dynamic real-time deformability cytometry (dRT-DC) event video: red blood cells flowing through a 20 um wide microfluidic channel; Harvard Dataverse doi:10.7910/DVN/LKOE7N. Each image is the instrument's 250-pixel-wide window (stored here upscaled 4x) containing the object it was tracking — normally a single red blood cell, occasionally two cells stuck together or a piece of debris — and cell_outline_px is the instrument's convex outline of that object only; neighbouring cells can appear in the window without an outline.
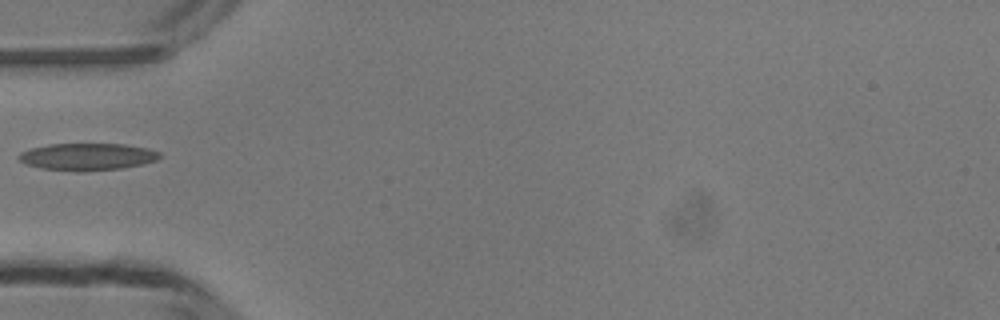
{"species": "common noctule bat (a hibernating species)", "species_latin": "Nyctalus noctula", "temperature_condition": "room temperature", "stored_images_in_passage": 28, "camera_frame_rate_fps": 3000, "um_per_image_px": 0.085, "animal": {"sex": "male", "body_mass_g": 13.3}, "frame": {"image": 1, "passage_image": 1, "time_ms": 0.0, "image_size_px": [1000, 320], "cell_outline_px": [[160, 156], [156, 160], [140, 164], [120, 168], [80, 172], [40, 168], [28, 164], [20, 160], [16, 156], [20, 152], [32, 148], [48, 144], [124, 144], [148, 148], [160, 152]], "centroid_in_image_um": [7.4, 13.32], "position_along_channel_um": 77.6, "area_um2": 22.14}}
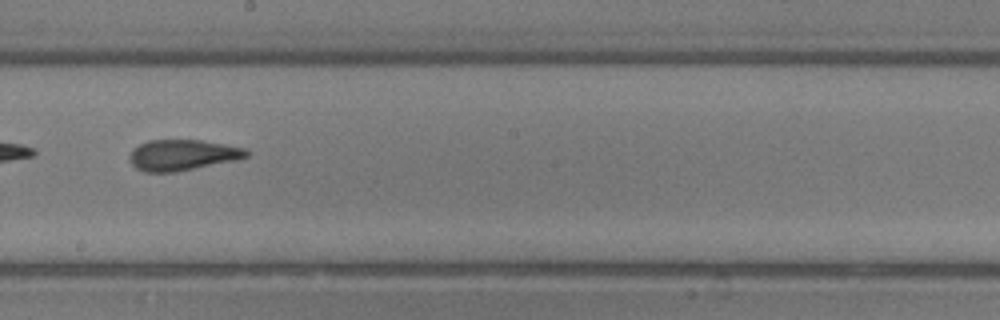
{"frame": {"image": 2, "passage_image": 12, "time_ms": 3.667, "image_size_px": [1000, 320], "cell_outline_px": [[252, 152], [248, 156], [236, 160], [176, 172], [144, 172], [136, 168], [128, 160], [128, 156], [132, 148], [148, 140], [200, 140], [248, 148]], "centroid_in_image_um": [15.51, 13.17], "position_along_channel_um": 232.7, "area_um2": 21.27}}
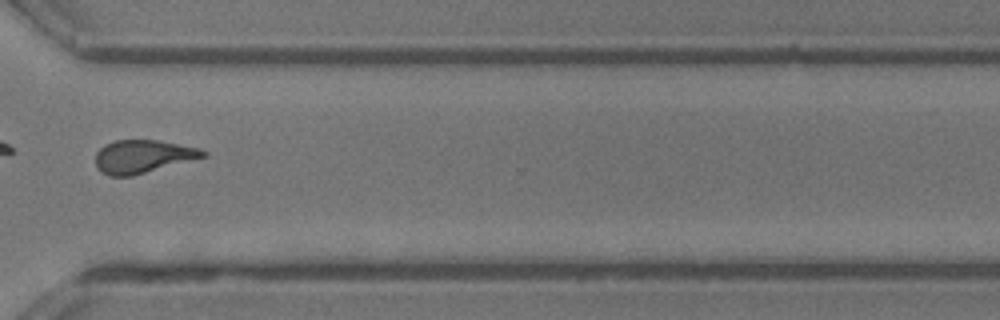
{"frame": {"image": 3, "passage_image": 21, "time_ms": 6.667, "image_size_px": [1000, 320], "cell_outline_px": [[208, 156], [132, 176], [108, 176], [96, 164], [96, 152], [104, 144], [116, 140], [156, 140], [200, 148], [208, 152]], "centroid_in_image_um": [12.17, 13.29], "position_along_channel_um": 358.4, "area_um2": 20.63}}